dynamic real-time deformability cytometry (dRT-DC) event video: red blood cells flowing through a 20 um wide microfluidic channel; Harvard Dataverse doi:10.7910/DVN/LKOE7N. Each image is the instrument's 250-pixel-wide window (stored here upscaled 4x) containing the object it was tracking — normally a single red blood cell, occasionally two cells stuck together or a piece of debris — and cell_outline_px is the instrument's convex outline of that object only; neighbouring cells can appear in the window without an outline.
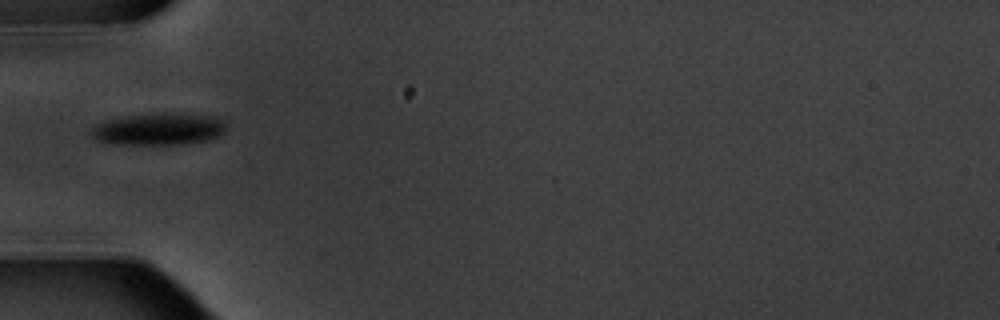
{"species": "common noctule bat (a hibernating species)", "species_latin": "Nyctalus noctula", "temperature_condition": "warm", "stored_images_in_passage": 7, "camera_frame_rate_fps": 3000, "um_per_image_px": 0.085, "animal": {"sex": "male", "body_mass_g": 20.1, "forearm_length_mm": 53.5}, "frame": {"image": 1, "passage_image": 3, "time_ms": 2.333, "image_size_px": [1000, 320], "cell_outline_px": [[228, 128], [224, 132], [208, 140], [180, 144], [116, 144], [96, 140], [92, 136], [92, 128], [96, 124], [108, 120], [124, 116], [164, 112], [172, 112], [212, 116], [228, 120]], "centroid_in_image_um": [13.57, 10.95], "position_along_channel_um": 71.4, "area_um2": 25.43}}
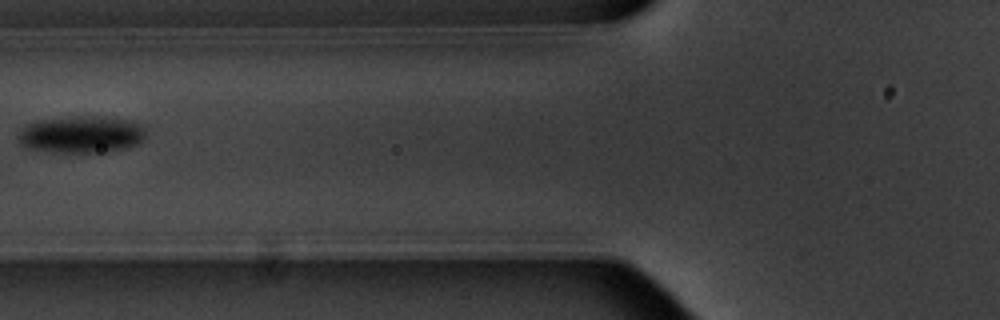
{"frame": {"image": 2, "passage_image": 4, "time_ms": 3.667, "image_size_px": [1000, 320], "cell_outline_px": [[144, 136], [136, 144], [120, 148], [96, 152], [60, 152], [32, 148], [24, 144], [20, 140], [20, 132], [28, 124], [44, 120], [72, 116], [96, 116], [132, 120], [140, 124], [144, 132]], "centroid_in_image_um": [6.95, 11.4], "position_along_channel_um": 118.8, "area_um2": 26.47}}